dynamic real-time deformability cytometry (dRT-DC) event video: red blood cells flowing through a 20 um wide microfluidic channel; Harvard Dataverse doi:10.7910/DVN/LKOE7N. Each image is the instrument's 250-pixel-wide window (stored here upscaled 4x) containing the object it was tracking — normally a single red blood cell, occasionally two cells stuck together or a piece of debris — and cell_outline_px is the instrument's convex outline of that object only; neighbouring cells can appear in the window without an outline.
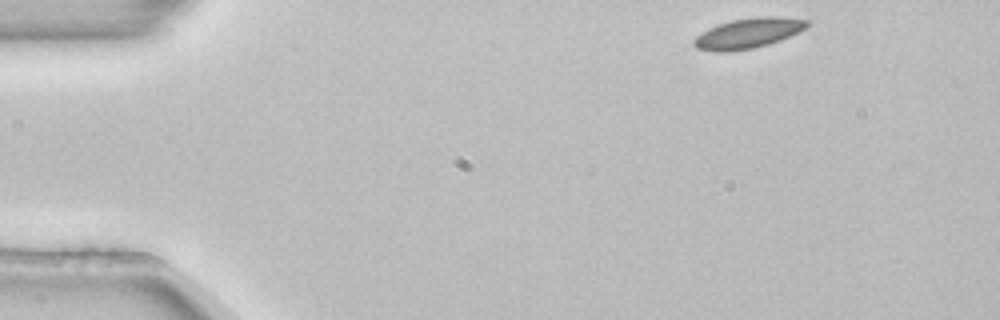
{"species": "common noctule bat (a hibernating species)", "species_latin": "Nyctalus noctula", "temperature_condition": "room temperature", "stored_images_in_passage": 3, "camera_frame_rate_fps": 3000, "um_per_image_px": 0.085, "animal": {"sex": "female", "body_mass_g": 22.7, "forearm_length_mm": 54.2}, "frame": {"image": 1, "passage_image": 1, "time_ms": 0.0, "image_size_px": [1000, 320], "cell_outline_px": [[808, 24], [804, 28], [780, 40], [768, 44], [752, 48], [728, 52], [712, 52], [696, 48], [692, 44], [692, 40], [696, 36], [708, 28], [732, 20], [764, 16], [780, 16], [808, 20]], "centroid_in_image_um": [63.53, 2.83], "position_along_channel_um": 21.5, "area_um2": 19.71}}